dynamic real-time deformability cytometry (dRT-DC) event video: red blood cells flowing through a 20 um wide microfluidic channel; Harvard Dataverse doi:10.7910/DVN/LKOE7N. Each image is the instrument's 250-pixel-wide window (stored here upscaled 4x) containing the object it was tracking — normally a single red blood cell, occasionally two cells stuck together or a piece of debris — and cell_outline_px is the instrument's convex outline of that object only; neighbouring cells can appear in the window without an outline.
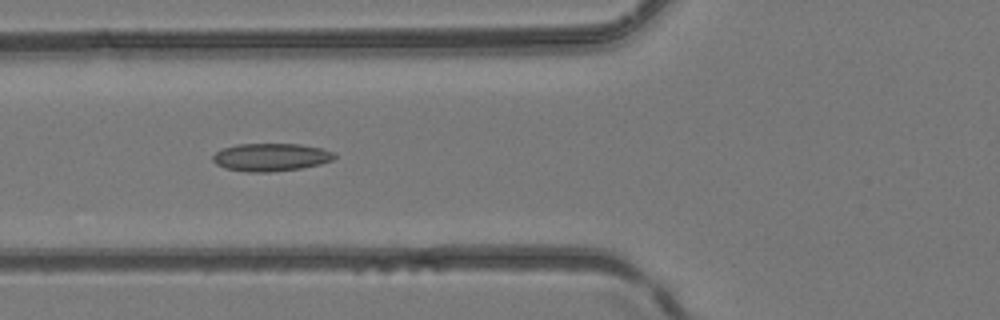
{"species": "common noctule bat (a hibernating species)", "species_latin": "Nyctalus noctula", "temperature_condition": "room temperature", "stored_images_in_passage": 2, "camera_frame_rate_fps": 3000, "um_per_image_px": 0.085, "animal": {"sex": "female", "body_mass_g": 24.6, "forearm_length_mm": 56.2}, "frame": {"image": 1, "passage_image": 2, "time_ms": 0.333, "image_size_px": [1000, 320], "cell_outline_px": [[336, 156], [332, 160], [320, 164], [300, 168], [268, 172], [248, 172], [224, 168], [216, 164], [212, 160], [212, 156], [216, 152], [224, 148], [236, 144], [300, 144], [320, 148], [336, 152]], "centroid_in_image_um": [23.02, 13.36], "position_along_channel_um": 102.8, "area_um2": 19.71}}